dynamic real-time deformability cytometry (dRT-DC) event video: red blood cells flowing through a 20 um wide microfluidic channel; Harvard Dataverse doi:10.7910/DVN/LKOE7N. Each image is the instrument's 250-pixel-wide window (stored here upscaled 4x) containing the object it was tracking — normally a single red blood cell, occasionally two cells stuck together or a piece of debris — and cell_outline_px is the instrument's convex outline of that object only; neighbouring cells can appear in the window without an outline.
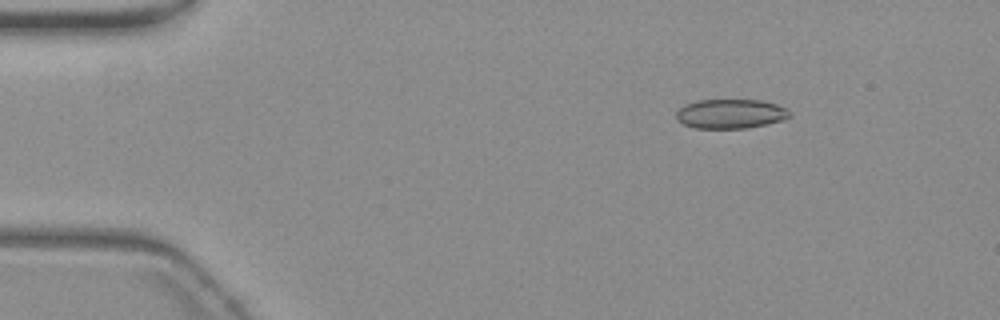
{"species": "common noctule bat (a hibernating species)", "species_latin": "Nyctalus noctula", "temperature_condition": "warm", "stored_images_in_passage": 50, "segment_of_instrument_passage": [1, 2], "camera_frame_rate_fps": 3000, "um_per_image_px": 0.085, "animal": {"sex": "female", "body_mass_g": 19.3, "forearm_length_mm": 54.1}, "frame": {"image": 1, "passage_image": 1, "time_ms": 0.0, "image_size_px": [1000, 320], "cell_outline_px": [[792, 116], [784, 120], [748, 128], [692, 128], [676, 120], [676, 112], [684, 104], [696, 100], [760, 100], [776, 104], [792, 112]], "centroid_in_image_um": [62.09, 9.67], "position_along_channel_um": 22.9, "area_um2": 19.59}}
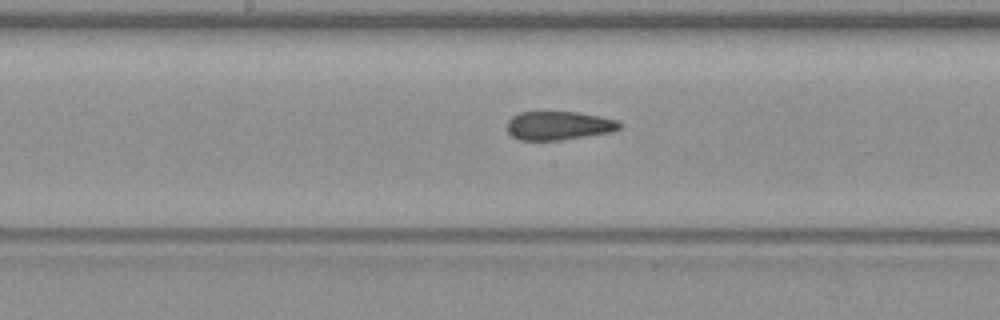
{"frame": {"image": 2, "passage_image": 22, "time_ms": 7.0, "image_size_px": [1000, 320], "cell_outline_px": [[620, 128], [612, 132], [560, 140], [520, 140], [512, 136], [508, 132], [508, 120], [512, 116], [520, 112], [576, 112], [600, 116], [616, 120], [620, 124]], "centroid_in_image_um": [47.47, 10.68], "position_along_channel_um": 200.7, "area_um2": 18.67}}
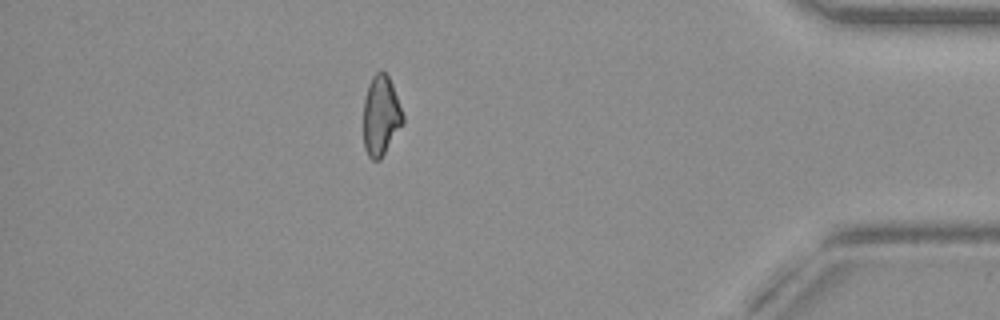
{"frame": {"image": 3, "passage_image": 42, "time_ms": 13.667, "image_size_px": [1000, 320], "cell_outline_px": [[404, 124], [380, 160], [372, 160], [368, 156], [364, 148], [364, 100], [368, 84], [372, 76], [376, 72], [384, 72], [388, 76], [392, 84], [404, 116]], "centroid_in_image_um": [32.38, 9.86], "position_along_channel_um": 402.8, "area_um2": 18.44}}